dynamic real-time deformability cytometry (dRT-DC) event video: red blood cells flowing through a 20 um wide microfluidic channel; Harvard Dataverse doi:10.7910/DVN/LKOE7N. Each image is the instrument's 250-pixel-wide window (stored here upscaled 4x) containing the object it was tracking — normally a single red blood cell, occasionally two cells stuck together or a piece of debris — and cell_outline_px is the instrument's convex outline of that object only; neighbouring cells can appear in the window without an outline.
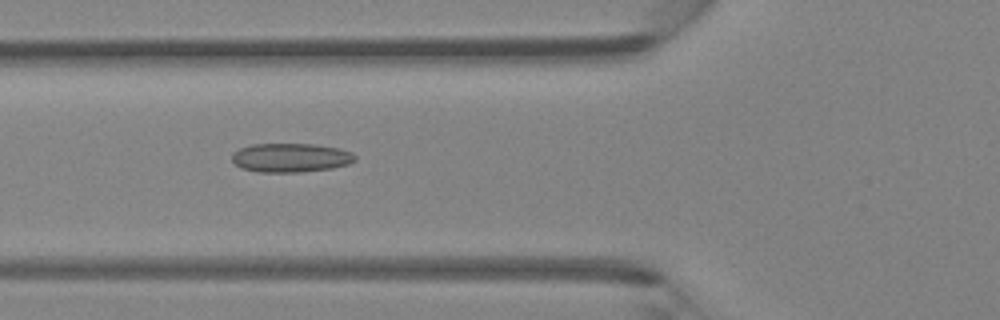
{"species": "Egyptian fruit bat (a non-hibernating species)", "species_latin": "Rousettus aegyptiacus", "temperature_condition": "room temperature", "stored_images_in_passage": 45, "camera_frame_rate_fps": 3000, "um_per_image_px": 0.085, "animal": {"sex": "female"}, "frame": {"image": 1, "passage_image": 16, "time_ms": 5.0, "image_size_px": [1000, 320], "cell_outline_px": [[356, 160], [348, 164], [332, 168], [300, 172], [260, 172], [240, 168], [232, 160], [232, 152], [240, 148], [252, 144], [312, 144], [340, 148], [352, 152], [356, 156]], "centroid_in_image_um": [24.71, 13.4], "position_along_channel_um": 101.1, "area_um2": 20.87}}
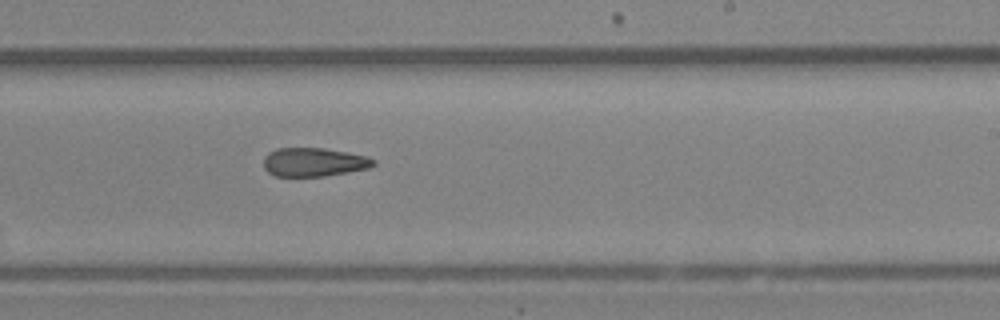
{"frame": {"image": 2, "passage_image": 27, "time_ms": 8.667, "image_size_px": [1000, 320], "cell_outline_px": [[376, 164], [368, 168], [348, 172], [324, 176], [276, 176], [268, 172], [264, 168], [264, 156], [268, 152], [276, 148], [324, 148], [348, 152], [368, 156], [376, 160]], "centroid_in_image_um": [26.69, 13.77], "position_along_channel_um": 262.3, "area_um2": 18.5}}
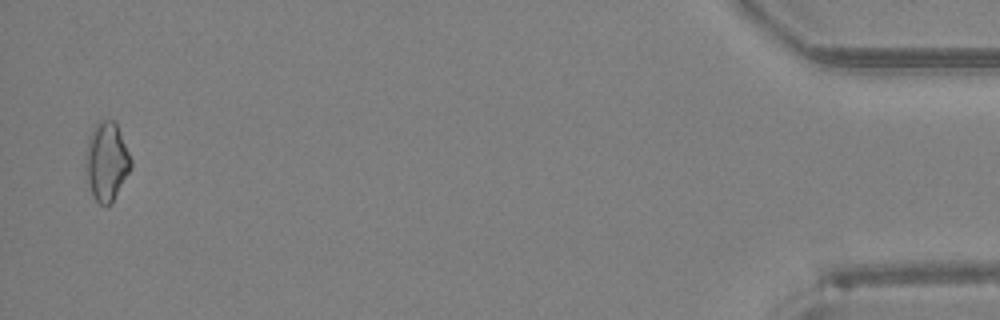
{"frame": {"image": 3, "passage_image": 44, "time_ms": 14.333, "image_size_px": [1000, 320], "cell_outline_px": [[132, 168], [112, 200], [108, 204], [100, 204], [92, 196], [84, 164], [84, 156], [88, 136], [92, 128], [100, 120], [112, 120], [116, 124], [132, 160]], "centroid_in_image_um": [9.03, 13.69], "position_along_channel_um": 426.2, "area_um2": 20.63}}